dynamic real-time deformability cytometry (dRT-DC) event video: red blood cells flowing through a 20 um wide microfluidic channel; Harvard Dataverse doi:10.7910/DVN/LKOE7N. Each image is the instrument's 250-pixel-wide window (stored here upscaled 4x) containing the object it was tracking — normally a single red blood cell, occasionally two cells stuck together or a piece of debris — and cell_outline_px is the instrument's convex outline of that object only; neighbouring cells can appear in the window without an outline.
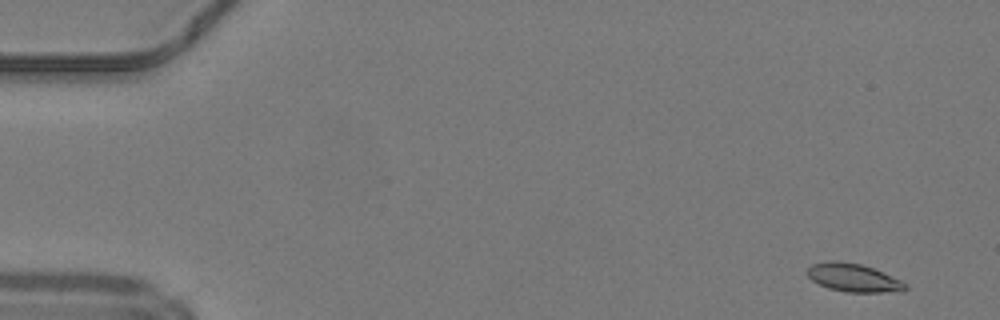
{"species": "common noctule bat (a hibernating species)", "species_latin": "Nyctalus noctula", "temperature_condition": "warm", "stored_images_in_passage": 48, "camera_frame_rate_fps": 3000, "um_per_image_px": 0.085, "animal": {"sex": "male", "body_mass_g": 19.2, "forearm_length_mm": 51.8}, "frame": {"image": 1, "passage_image": 2, "time_ms": 0.333, "image_size_px": [1000, 320], "cell_outline_px": [[908, 288], [900, 292], [848, 292], [828, 288], [812, 280], [808, 276], [808, 268], [812, 264], [836, 260], [860, 264], [872, 268], [900, 280], [908, 284]], "centroid_in_image_um": [72.57, 23.62], "position_along_channel_um": 12.4, "area_um2": 15.9}}
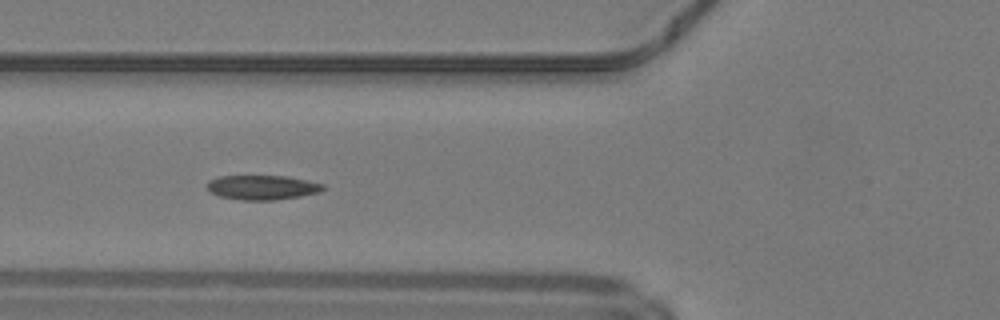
{"frame": {"image": 2, "passage_image": 18, "time_ms": 5.667, "image_size_px": [1000, 320], "cell_outline_px": [[324, 188], [320, 192], [300, 196], [276, 200], [240, 200], [220, 196], [212, 192], [208, 188], [208, 180], [220, 176], [288, 176], [308, 180], [324, 184]], "centroid_in_image_um": [22.33, 15.93], "position_along_channel_um": 103.5, "area_um2": 16.53}}
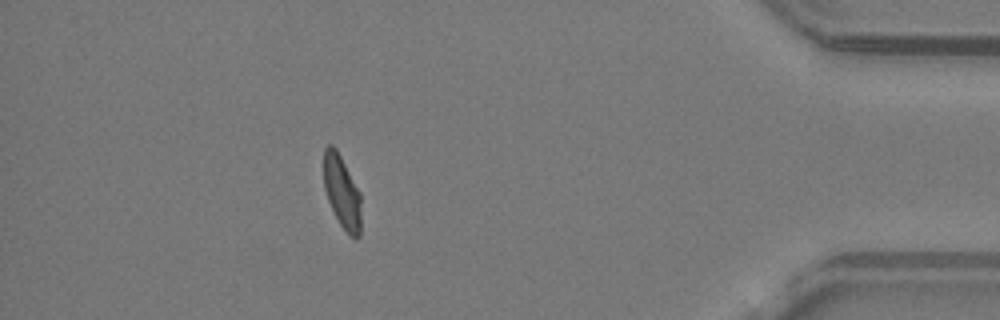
{"frame": {"image": 3, "passage_image": 43, "time_ms": 14.0, "image_size_px": [1000, 320], "cell_outline_px": [[360, 236], [356, 240], [340, 224], [328, 200], [324, 188], [324, 148], [328, 144], [332, 144], [336, 148], [360, 192]], "centroid_in_image_um": [29.06, 16.28], "position_along_channel_um": 406.1, "area_um2": 15.61}, "authors_computed_cell_mechanics": {"area_um2": 16.5308, "velocity_mm_per_s": 4.2297, "shape_relaxation_time_tau1_ms": 10.6441, "shape_relaxation_time_tau2_ms": 1.4286, "deformation_change_tau1": 0.2301, "deformation_change_tau2": 0.071}}